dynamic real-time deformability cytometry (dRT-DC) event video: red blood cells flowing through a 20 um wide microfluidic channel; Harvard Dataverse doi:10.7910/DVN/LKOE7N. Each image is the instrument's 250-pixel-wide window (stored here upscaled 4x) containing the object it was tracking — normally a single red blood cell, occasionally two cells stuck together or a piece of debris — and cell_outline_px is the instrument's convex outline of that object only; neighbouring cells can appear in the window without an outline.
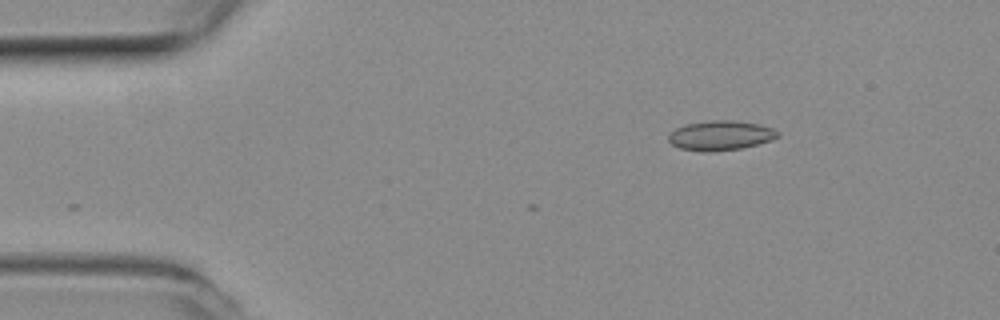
{"species": "common noctule bat (a hibernating species)", "species_latin": "Nyctalus noctula", "temperature_condition": "room temperature", "stored_images_in_passage": 3, "camera_frame_rate_fps": 3000, "um_per_image_px": 0.085, "animal": {"sex": "female", "body_mass_g": 19.3, "forearm_length_mm": 54.1}, "frame": {"image": 1, "passage_image": 1, "time_ms": 0.0, "image_size_px": [1000, 320], "cell_outline_px": [[780, 136], [772, 140], [740, 148], [712, 152], [704, 152], [680, 148], [672, 144], [668, 140], [668, 136], [676, 128], [684, 124], [712, 120], [732, 120], [760, 124], [772, 128], [780, 132]], "centroid_in_image_um": [61.26, 11.51], "position_along_channel_um": 23.7, "area_um2": 18.9}}